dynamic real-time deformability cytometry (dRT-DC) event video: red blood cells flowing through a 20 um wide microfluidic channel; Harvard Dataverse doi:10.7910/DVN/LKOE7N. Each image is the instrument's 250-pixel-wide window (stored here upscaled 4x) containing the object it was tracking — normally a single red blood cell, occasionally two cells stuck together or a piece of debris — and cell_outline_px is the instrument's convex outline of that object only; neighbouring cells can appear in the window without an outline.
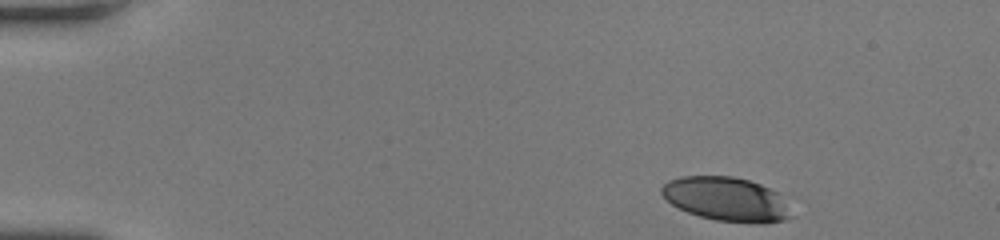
{"species": "human", "species_latin": "Homo sapiens", "temperature_condition": "room temperature", "stored_images_in_passage": 44, "camera_frame_rate_fps": 3000, "um_per_image_px": 0.085, "donor": {"sex": "female"}, "frame": {"image": 1, "passage_image": 1, "time_ms": 0.0, "image_size_px": [1000, 240], "cell_outline_px": [[796, 216], [788, 220], [764, 224], [752, 224], [716, 220], [700, 216], [688, 212], [672, 204], [660, 192], [660, 188], [668, 180], [680, 176], [732, 176], [748, 180], [760, 184], [776, 192]], "centroid_in_image_um": [61.78, 16.95], "position_along_channel_um": 23.2, "area_um2": 33.47}}
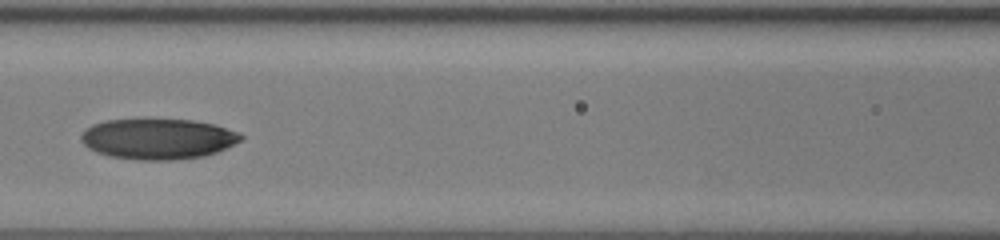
{"frame": {"image": 2, "passage_image": 18, "time_ms": 5.667, "image_size_px": [1000, 240], "cell_outline_px": [[244, 136], [240, 140], [216, 152], [204, 156], [176, 160], [140, 160], [108, 156], [96, 152], [88, 148], [80, 140], [80, 136], [92, 124], [108, 120], [192, 120], [216, 124], [240, 132]], "centroid_in_image_um": [13.43, 11.81], "position_along_channel_um": 153.2, "area_um2": 37.69}}
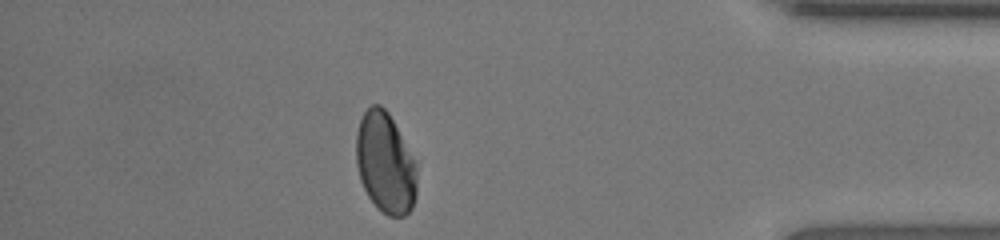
{"frame": {"image": 3, "passage_image": 38, "time_ms": 12.333, "image_size_px": [1000, 240], "cell_outline_px": [[416, 196], [412, 208], [404, 216], [388, 216], [368, 196], [360, 180], [356, 164], [356, 132], [360, 120], [364, 112], [372, 104], [380, 104], [388, 112], [412, 156], [416, 164]], "centroid_in_image_um": [32.74, 13.84], "position_along_channel_um": 402.5, "area_um2": 35.32}, "authors_computed_cell_mechanics": {"area_um2": 37.4255, "velocity_mm_per_s": 4.2517, "shape_relaxation_time_tau1_ms": null, "shape_relaxation_time_tau2_ms": 2.7646, "deformation_change_tau1": null, "deformation_change_tau2": 0.0497}}